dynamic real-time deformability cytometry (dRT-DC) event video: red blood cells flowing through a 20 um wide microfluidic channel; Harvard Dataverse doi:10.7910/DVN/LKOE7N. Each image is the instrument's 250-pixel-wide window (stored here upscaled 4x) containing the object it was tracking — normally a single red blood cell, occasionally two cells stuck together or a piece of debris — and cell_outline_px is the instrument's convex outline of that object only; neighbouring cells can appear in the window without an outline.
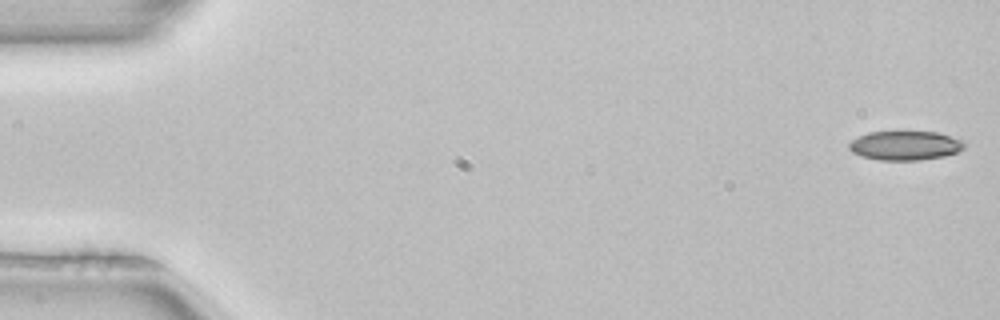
{"species": "common noctule bat (a hibernating species)", "species_latin": "Nyctalus noctula", "temperature_condition": "room temperature", "stored_images_in_passage": 4, "camera_frame_rate_fps": 3000, "um_per_image_px": 0.085, "animal": {"sex": "female", "body_mass_g": 22.7, "forearm_length_mm": 54.2}, "frame": {"image": 1, "passage_image": 1, "time_ms": 0.0, "image_size_px": [1000, 320], "cell_outline_px": [[964, 148], [956, 152], [944, 156], [920, 160], [876, 160], [860, 156], [852, 152], [848, 148], [848, 144], [852, 140], [868, 132], [936, 132], [964, 140]], "centroid_in_image_um": [76.91, 12.38], "position_along_channel_um": 8.1, "area_um2": 19.59}}
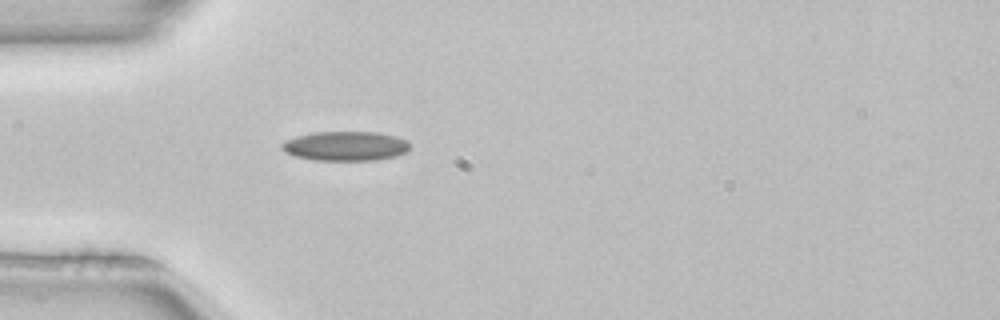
{"frame": {"image": 2, "passage_image": 4, "time_ms": 1.0, "image_size_px": [1000, 320], "cell_outline_px": [[408, 152], [396, 156], [376, 160], [312, 160], [296, 156], [284, 152], [280, 148], [280, 144], [284, 140], [296, 136], [312, 132], [376, 132], [396, 136], [408, 140]], "centroid_in_image_um": [29.34, 12.41], "position_along_channel_um": 55.7, "area_um2": 22.2}}